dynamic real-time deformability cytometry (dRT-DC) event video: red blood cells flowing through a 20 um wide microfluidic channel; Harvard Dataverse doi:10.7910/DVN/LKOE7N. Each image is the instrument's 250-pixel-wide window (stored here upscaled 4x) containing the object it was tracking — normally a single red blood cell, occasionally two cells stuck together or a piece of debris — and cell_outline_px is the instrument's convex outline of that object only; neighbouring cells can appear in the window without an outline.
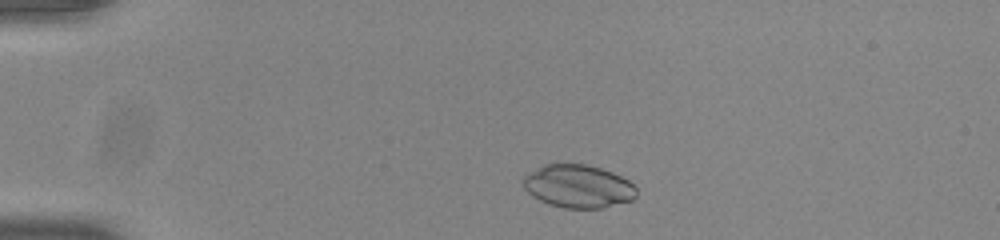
{"species": "common noctule bat (a hibernating species)", "species_latin": "Nyctalus noctula", "temperature_condition": "room temperature", "stored_images_in_passage": 46, "camera_frame_rate_fps": 3000, "um_per_image_px": 0.085, "animal": {"sex": "male", "body_mass_g": 20.0, "forearm_length_mm": 53.3}, "frame": {"image": 1, "passage_image": 4, "time_ms": 1.0, "image_size_px": [1000, 240], "cell_outline_px": [[636, 196], [632, 200], [600, 208], [564, 208], [548, 204], [532, 196], [520, 184], [520, 180], [528, 172], [544, 164], [556, 160], [584, 164], [600, 168], [612, 172], [628, 180], [636, 188]], "centroid_in_image_um": [49.06, 15.79], "position_along_channel_um": 35.9, "area_um2": 29.07}}
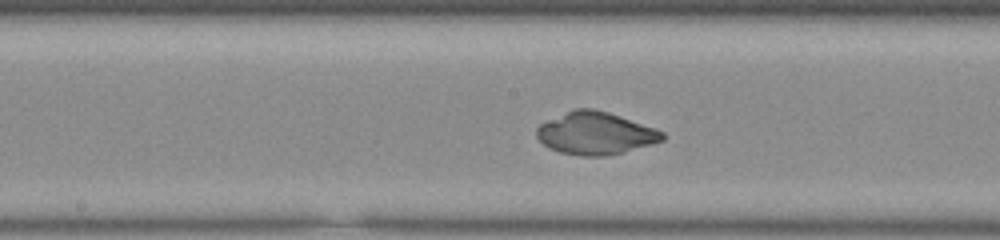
{"frame": {"image": 2, "passage_image": 21, "time_ms": 6.667, "image_size_px": [1000, 240], "cell_outline_px": [[664, 140], [652, 144], [624, 152], [604, 156], [580, 156], [560, 152], [548, 148], [536, 136], [536, 128], [540, 124], [572, 108], [592, 108], [608, 112], [656, 128], [664, 132]], "centroid_in_image_um": [50.61, 11.33], "position_along_channel_um": 197.6, "area_um2": 31.21}}
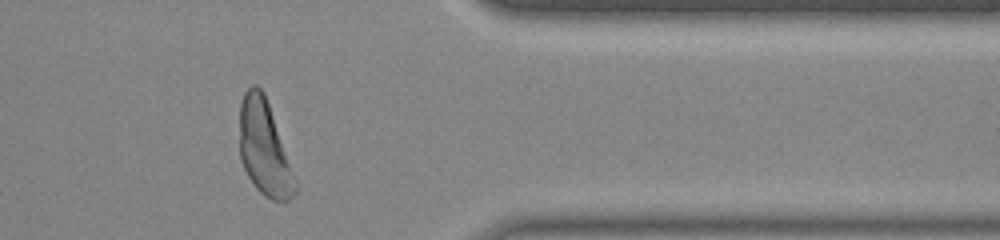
{"frame": {"image": 3, "passage_image": 37, "time_ms": 12.0, "image_size_px": [1000, 240], "cell_outline_px": [[296, 192], [288, 200], [272, 200], [264, 196], [256, 188], [248, 176], [240, 160], [240, 104], [244, 92], [252, 84], [256, 84], [264, 92], [296, 180]], "centroid_in_image_um": [22.44, 12.59], "position_along_channel_um": 389.0, "area_um2": 30.35}}